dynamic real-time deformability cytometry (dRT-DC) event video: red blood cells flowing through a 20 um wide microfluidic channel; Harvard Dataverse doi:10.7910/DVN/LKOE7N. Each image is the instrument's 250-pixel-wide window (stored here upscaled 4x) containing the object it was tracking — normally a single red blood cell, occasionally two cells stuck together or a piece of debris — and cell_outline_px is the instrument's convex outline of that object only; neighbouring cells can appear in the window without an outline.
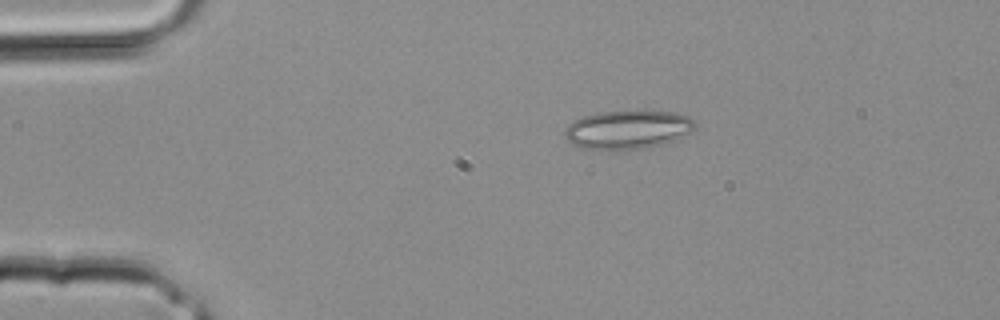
{"species": "common noctule bat (a hibernating species)", "species_latin": "Nyctalus noctula", "temperature_condition": "room temperature", "stored_images_in_passage": 2, "camera_frame_rate_fps": 3000, "um_per_image_px": 0.085, "animal": {"sex": "male", "body_mass_g": 20.4}, "frame": {"image": 1, "passage_image": 2, "time_ms": 0.333, "image_size_px": [1000, 320], "cell_outline_px": [[696, 124], [688, 132], [672, 140], [660, 144], [624, 152], [608, 152], [584, 148], [572, 144], [564, 136], [564, 128], [568, 124], [584, 116], [596, 112], [644, 108], [672, 112], [688, 116]], "centroid_in_image_um": [53.28, 11.0], "position_along_channel_um": 31.7, "area_um2": 30.35}}